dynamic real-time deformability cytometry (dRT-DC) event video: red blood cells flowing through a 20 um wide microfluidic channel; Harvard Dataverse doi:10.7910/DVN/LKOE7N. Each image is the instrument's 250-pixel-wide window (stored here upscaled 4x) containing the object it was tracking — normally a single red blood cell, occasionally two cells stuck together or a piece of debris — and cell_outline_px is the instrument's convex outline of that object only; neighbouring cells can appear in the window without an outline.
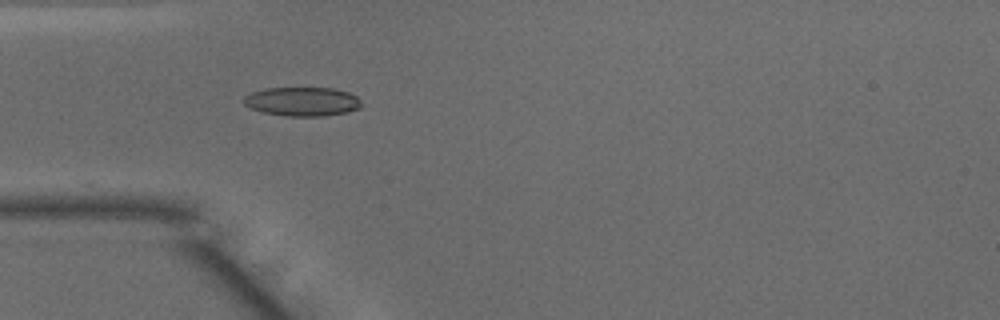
{"species": "common noctule bat (a hibernating species)", "species_latin": "Nyctalus noctula", "temperature_condition": "warm", "stored_images_in_passage": 35, "camera_frame_rate_fps": 3000, "um_per_image_px": 0.085, "animal": {"sex": "male", "body_mass_g": 15.6}, "frame": {"image": 1, "passage_image": 1, "time_ms": 0.0, "image_size_px": [1000, 320], "cell_outline_px": [[360, 108], [348, 112], [324, 116], [284, 116], [260, 112], [244, 104], [244, 96], [252, 92], [264, 88], [332, 88], [348, 92], [356, 96], [360, 100]], "centroid_in_image_um": [25.68, 8.64], "position_along_channel_um": 59.3, "area_um2": 19.94}}
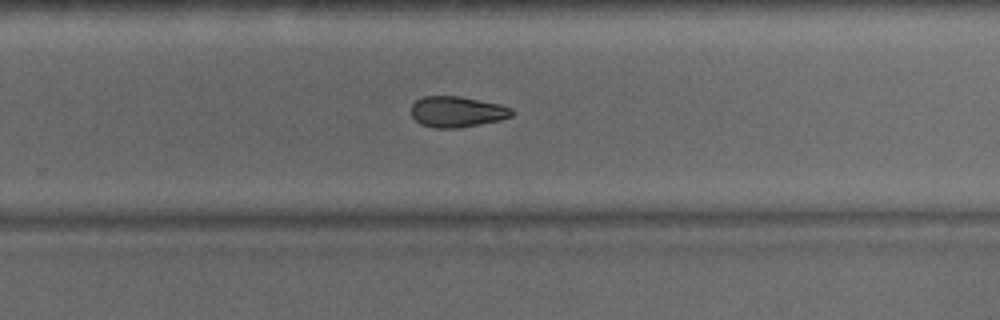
{"frame": {"image": 2, "passage_image": 18, "time_ms": 5.667, "image_size_px": [1000, 320], "cell_outline_px": [[516, 112], [512, 116], [500, 120], [460, 128], [436, 128], [420, 124], [412, 116], [412, 104], [416, 100], [424, 96], [460, 96], [500, 104], [512, 108]], "centroid_in_image_um": [38.87, 9.5], "position_along_channel_um": 290.9, "area_um2": 18.21}}
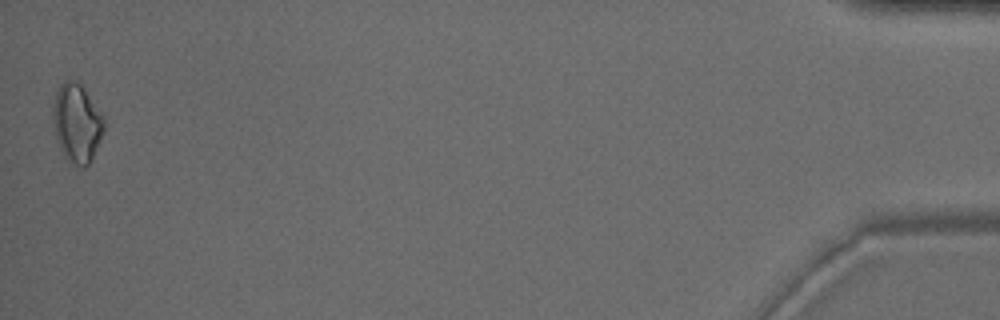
{"frame": {"image": 3, "passage_image": 35, "time_ms": 11.333, "image_size_px": [1000, 320], "cell_outline_px": [[104, 132], [92, 160], [84, 168], [80, 168], [64, 156], [60, 148], [56, 136], [52, 116], [52, 112], [56, 92], [60, 84], [64, 80], [72, 80], [80, 84], [104, 116]], "centroid_in_image_um": [6.54, 10.48], "position_along_channel_um": 428.7, "area_um2": 23.29}, "authors_computed_cell_mechanics": {"area_um2": 19.1318, "velocity_mm_per_s": 4.1132, "shape_relaxation_time_tau1_ms": null, "shape_relaxation_time_tau2_ms": 6.1174, "deformation_change_tau1": null, "deformation_change_tau2": 0.1449}}